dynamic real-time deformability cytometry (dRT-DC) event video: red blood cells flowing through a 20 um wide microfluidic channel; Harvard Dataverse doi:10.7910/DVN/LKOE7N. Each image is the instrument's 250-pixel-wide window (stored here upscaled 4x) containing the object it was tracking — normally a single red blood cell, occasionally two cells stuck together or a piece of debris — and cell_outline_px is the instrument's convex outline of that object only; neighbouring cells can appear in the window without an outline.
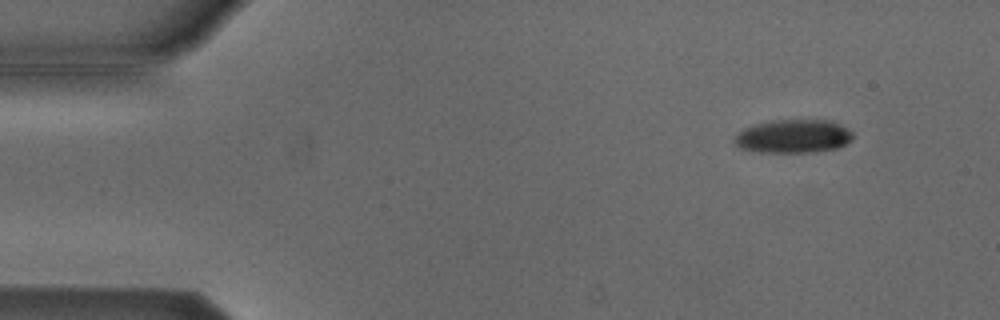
{"species": "Egyptian fruit bat (a non-hibernating species)", "species_latin": "Rousettus aegyptiacus", "temperature_condition": "cold", "stored_images_in_passage": 6, "camera_frame_rate_fps": 3000, "um_per_image_px": 0.085, "animal": {"sex": "male"}, "frame": {"image": 1, "passage_image": 2, "time_ms": 0.333, "image_size_px": [1000, 320], "cell_outline_px": [[852, 140], [836, 148], [816, 152], [760, 152], [740, 148], [736, 144], [736, 136], [744, 128], [768, 120], [832, 120], [848, 128], [852, 132]], "centroid_in_image_um": [67.47, 11.57], "position_along_channel_um": 17.5, "area_um2": 23.0}}
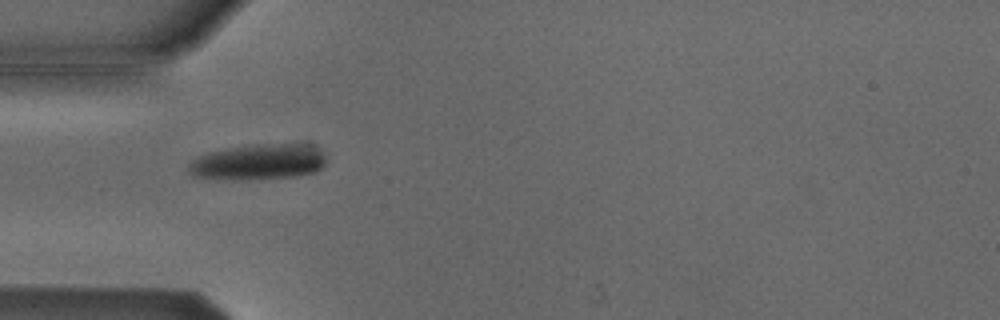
{"frame": {"image": 2, "passage_image": 5, "time_ms": 1.333, "image_size_px": [1000, 320], "cell_outline_px": [[324, 164], [316, 172], [296, 176], [192, 176], [188, 172], [188, 164], [196, 156], [208, 152], [228, 148], [256, 144], [316, 144], [324, 152]], "centroid_in_image_um": [22.04, 13.68], "position_along_channel_um": 63.0, "area_um2": 27.34}}